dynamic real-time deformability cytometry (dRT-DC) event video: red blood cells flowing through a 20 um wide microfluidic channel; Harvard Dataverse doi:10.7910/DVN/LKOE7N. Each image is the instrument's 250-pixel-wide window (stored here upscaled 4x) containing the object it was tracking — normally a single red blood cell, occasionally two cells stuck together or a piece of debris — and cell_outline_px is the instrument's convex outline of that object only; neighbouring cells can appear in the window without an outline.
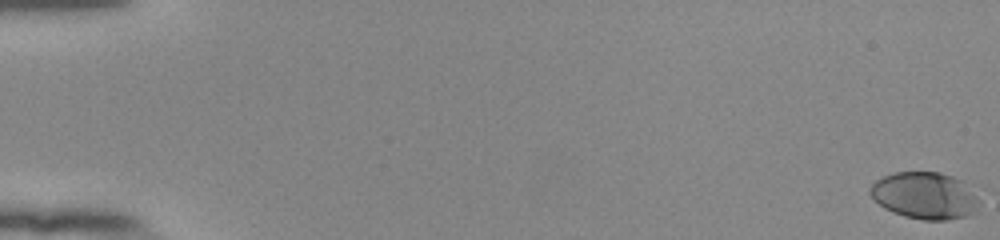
{"species": "human", "species_latin": "Homo sapiens", "temperature_condition": "room temperature", "stored_images_in_passage": 57, "camera_frame_rate_fps": 3000, "um_per_image_px": 0.085, "donor": {"sex": "female"}, "frame": {"image": 1, "passage_image": 1, "time_ms": 0.0, "image_size_px": [1000, 240], "cell_outline_px": [[980, 204], [976, 212], [964, 216], [944, 220], [924, 220], [904, 216], [892, 212], [884, 208], [868, 192], [872, 184], [876, 180], [884, 176], [896, 172], [940, 172], [952, 176], [960, 180], [976, 196]], "centroid_in_image_um": [78.59, 16.63], "position_along_channel_um": 6.4, "area_um2": 29.54}}
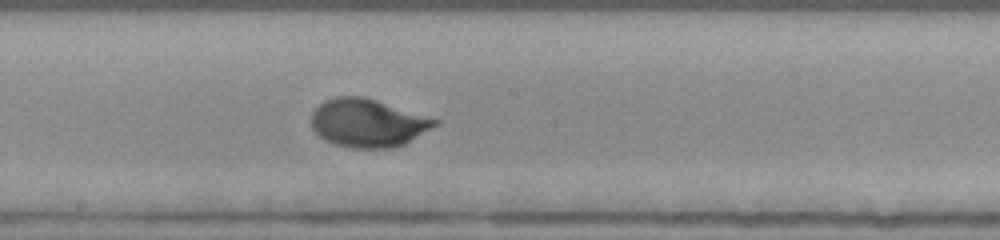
{"frame": {"image": 2, "passage_image": 33, "time_ms": 10.667, "image_size_px": [1000, 240], "cell_outline_px": [[440, 124], [404, 144], [392, 148], [352, 148], [336, 144], [324, 140], [312, 128], [312, 112], [324, 100], [336, 96], [364, 96], [440, 120]], "centroid_in_image_um": [31.28, 10.45], "position_along_channel_um": 216.9, "area_um2": 34.68}}
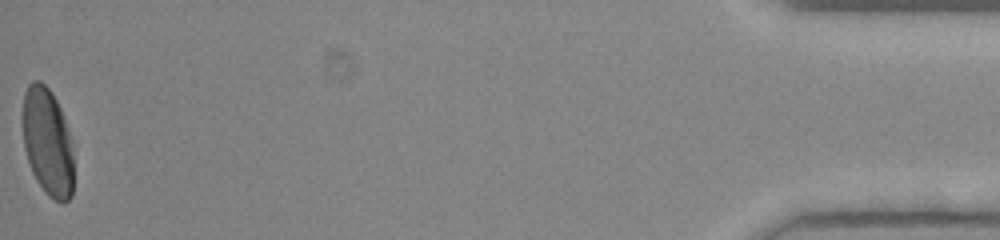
{"frame": {"image": 3, "passage_image": 57, "time_ms": 18.667, "image_size_px": [1000, 240], "cell_outline_px": [[72, 196], [64, 204], [60, 204], [48, 196], [44, 192], [36, 180], [32, 172], [24, 148], [24, 92], [28, 84], [32, 80], [40, 80], [52, 92], [60, 108], [72, 144]], "centroid_in_image_um": [4.05, 12.1], "position_along_channel_um": 431.2, "area_um2": 31.79}, "authors_computed_cell_mechanics": {"area_um2": 32.368, "velocity_mm_per_s": 3.7971, "shape_relaxation_time_tau1_ms": 2.8742, "shape_relaxation_time_tau2_ms": null, "deformation_change_tau1": 0.1775, "deformation_change_tau2": null}}